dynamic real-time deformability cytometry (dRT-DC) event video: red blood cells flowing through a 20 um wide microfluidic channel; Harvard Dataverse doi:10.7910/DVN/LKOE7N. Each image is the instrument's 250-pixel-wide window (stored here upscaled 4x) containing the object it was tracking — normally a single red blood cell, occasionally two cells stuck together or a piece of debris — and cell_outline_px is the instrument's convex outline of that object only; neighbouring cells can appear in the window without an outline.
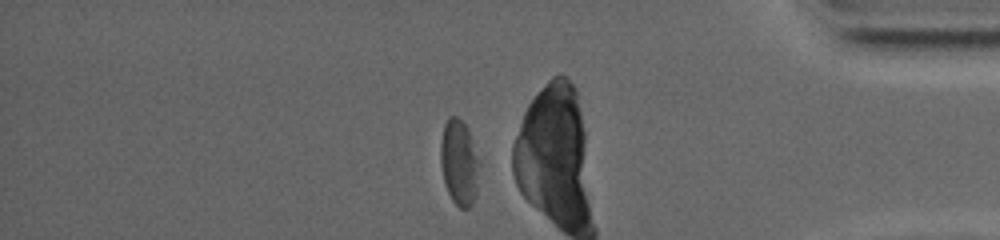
{"species": "common noctule bat (a hibernating species)", "species_latin": "Nyctalus noctula", "temperature_condition": "warm", "stored_images_in_passage": 35, "camera_frame_rate_fps": 4500, "um_per_image_px": 0.085, "animal": {"sex": "female", "body_mass_g": 19.0, "forearm_length_mm": 53.3}, "frame": {"image": 1, "passage_image": 30, "time_ms": 10.0, "image_size_px": [1000, 240], "cell_outline_px": [[480, 160], [476, 192], [472, 204], [468, 208], [460, 208], [452, 200], [448, 192], [444, 180], [440, 164], [440, 144], [444, 124], [448, 116], [456, 116], [468, 128]], "centroid_in_image_um": [39.03, 13.79], "position_along_channel_um": 396.2, "area_um2": 19.48}}